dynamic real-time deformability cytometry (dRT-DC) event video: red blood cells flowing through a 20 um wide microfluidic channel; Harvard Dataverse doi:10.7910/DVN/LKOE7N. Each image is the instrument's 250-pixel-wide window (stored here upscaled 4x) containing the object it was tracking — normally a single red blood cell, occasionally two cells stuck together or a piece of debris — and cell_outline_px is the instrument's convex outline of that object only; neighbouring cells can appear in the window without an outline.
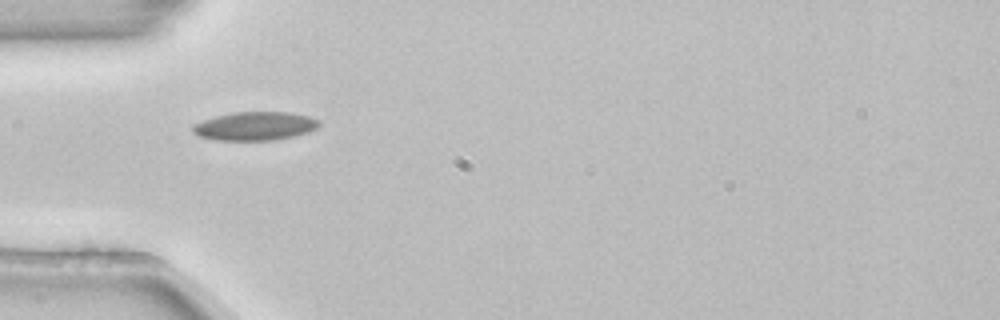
{"species": "common noctule bat (a hibernating species)", "species_latin": "Nyctalus noctula", "temperature_condition": "room temperature", "stored_images_in_passage": 2, "camera_frame_rate_fps": 3000, "um_per_image_px": 0.085, "animal": {"sex": "female", "body_mass_g": 22.7, "forearm_length_mm": 54.2}, "frame": {"image": 1, "passage_image": 1, "time_ms": 0.0, "image_size_px": [1000, 320], "cell_outline_px": [[320, 124], [316, 128], [308, 132], [292, 136], [272, 140], [216, 140], [200, 136], [192, 132], [192, 124], [216, 116], [232, 112], [288, 112], [308, 116], [320, 120]], "centroid_in_image_um": [21.66, 10.71], "position_along_channel_um": 63.3, "area_um2": 20.92}}